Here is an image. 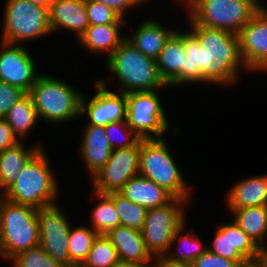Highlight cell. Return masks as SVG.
Wrapping results in <instances>:
<instances>
[{
	"mask_svg": "<svg viewBox=\"0 0 267 267\" xmlns=\"http://www.w3.org/2000/svg\"><path fill=\"white\" fill-rule=\"evenodd\" d=\"M196 0H176L178 4H181V7L185 8L183 10H186L192 3H194ZM184 5V6H183Z\"/></svg>",
	"mask_w": 267,
	"mask_h": 267,
	"instance_id": "cell-43",
	"label": "cell"
},
{
	"mask_svg": "<svg viewBox=\"0 0 267 267\" xmlns=\"http://www.w3.org/2000/svg\"><path fill=\"white\" fill-rule=\"evenodd\" d=\"M104 130L107 135V140L113 150L135 146L141 140V138L127 125L126 121L109 123L104 127Z\"/></svg>",
	"mask_w": 267,
	"mask_h": 267,
	"instance_id": "cell-34",
	"label": "cell"
},
{
	"mask_svg": "<svg viewBox=\"0 0 267 267\" xmlns=\"http://www.w3.org/2000/svg\"><path fill=\"white\" fill-rule=\"evenodd\" d=\"M118 193L147 209L163 206L174 198L164 188L140 175L132 177Z\"/></svg>",
	"mask_w": 267,
	"mask_h": 267,
	"instance_id": "cell-25",
	"label": "cell"
},
{
	"mask_svg": "<svg viewBox=\"0 0 267 267\" xmlns=\"http://www.w3.org/2000/svg\"><path fill=\"white\" fill-rule=\"evenodd\" d=\"M88 225L72 226L68 240V253L74 265H82L86 260L98 234Z\"/></svg>",
	"mask_w": 267,
	"mask_h": 267,
	"instance_id": "cell-30",
	"label": "cell"
},
{
	"mask_svg": "<svg viewBox=\"0 0 267 267\" xmlns=\"http://www.w3.org/2000/svg\"><path fill=\"white\" fill-rule=\"evenodd\" d=\"M5 198V191L3 190V188L0 185V201L3 200Z\"/></svg>",
	"mask_w": 267,
	"mask_h": 267,
	"instance_id": "cell-45",
	"label": "cell"
},
{
	"mask_svg": "<svg viewBox=\"0 0 267 267\" xmlns=\"http://www.w3.org/2000/svg\"><path fill=\"white\" fill-rule=\"evenodd\" d=\"M19 142L18 138L13 134L11 127L4 120H0V152Z\"/></svg>",
	"mask_w": 267,
	"mask_h": 267,
	"instance_id": "cell-39",
	"label": "cell"
},
{
	"mask_svg": "<svg viewBox=\"0 0 267 267\" xmlns=\"http://www.w3.org/2000/svg\"><path fill=\"white\" fill-rule=\"evenodd\" d=\"M78 153L91 179L107 163L113 151L103 126L84 125Z\"/></svg>",
	"mask_w": 267,
	"mask_h": 267,
	"instance_id": "cell-18",
	"label": "cell"
},
{
	"mask_svg": "<svg viewBox=\"0 0 267 267\" xmlns=\"http://www.w3.org/2000/svg\"><path fill=\"white\" fill-rule=\"evenodd\" d=\"M107 79L99 78L94 83L95 93L91 99L84 96L80 101V119L86 120V125L105 127L107 124L126 121V93L110 90Z\"/></svg>",
	"mask_w": 267,
	"mask_h": 267,
	"instance_id": "cell-11",
	"label": "cell"
},
{
	"mask_svg": "<svg viewBox=\"0 0 267 267\" xmlns=\"http://www.w3.org/2000/svg\"><path fill=\"white\" fill-rule=\"evenodd\" d=\"M156 61L160 76L169 88L174 89L183 85L184 31L176 28L166 40Z\"/></svg>",
	"mask_w": 267,
	"mask_h": 267,
	"instance_id": "cell-19",
	"label": "cell"
},
{
	"mask_svg": "<svg viewBox=\"0 0 267 267\" xmlns=\"http://www.w3.org/2000/svg\"><path fill=\"white\" fill-rule=\"evenodd\" d=\"M116 267H159L157 259L152 262H124L119 261Z\"/></svg>",
	"mask_w": 267,
	"mask_h": 267,
	"instance_id": "cell-40",
	"label": "cell"
},
{
	"mask_svg": "<svg viewBox=\"0 0 267 267\" xmlns=\"http://www.w3.org/2000/svg\"><path fill=\"white\" fill-rule=\"evenodd\" d=\"M187 203V200L173 198L163 206L148 209L141 233L146 249L153 258L164 257L175 231L187 222Z\"/></svg>",
	"mask_w": 267,
	"mask_h": 267,
	"instance_id": "cell-9",
	"label": "cell"
},
{
	"mask_svg": "<svg viewBox=\"0 0 267 267\" xmlns=\"http://www.w3.org/2000/svg\"><path fill=\"white\" fill-rule=\"evenodd\" d=\"M261 7L256 0H196L185 10V14L188 24H199L238 35Z\"/></svg>",
	"mask_w": 267,
	"mask_h": 267,
	"instance_id": "cell-7",
	"label": "cell"
},
{
	"mask_svg": "<svg viewBox=\"0 0 267 267\" xmlns=\"http://www.w3.org/2000/svg\"><path fill=\"white\" fill-rule=\"evenodd\" d=\"M0 41L23 42L54 35L49 25L48 9L28 0H5Z\"/></svg>",
	"mask_w": 267,
	"mask_h": 267,
	"instance_id": "cell-8",
	"label": "cell"
},
{
	"mask_svg": "<svg viewBox=\"0 0 267 267\" xmlns=\"http://www.w3.org/2000/svg\"><path fill=\"white\" fill-rule=\"evenodd\" d=\"M28 1L33 3V4H35V5H38V6H41L43 8L49 9L51 3L54 0H28Z\"/></svg>",
	"mask_w": 267,
	"mask_h": 267,
	"instance_id": "cell-42",
	"label": "cell"
},
{
	"mask_svg": "<svg viewBox=\"0 0 267 267\" xmlns=\"http://www.w3.org/2000/svg\"><path fill=\"white\" fill-rule=\"evenodd\" d=\"M45 151L42 148L19 173L16 182L5 191L7 200L37 209L59 203V182Z\"/></svg>",
	"mask_w": 267,
	"mask_h": 267,
	"instance_id": "cell-3",
	"label": "cell"
},
{
	"mask_svg": "<svg viewBox=\"0 0 267 267\" xmlns=\"http://www.w3.org/2000/svg\"><path fill=\"white\" fill-rule=\"evenodd\" d=\"M165 138L140 140L139 175L152 180L174 198L191 202V190Z\"/></svg>",
	"mask_w": 267,
	"mask_h": 267,
	"instance_id": "cell-6",
	"label": "cell"
},
{
	"mask_svg": "<svg viewBox=\"0 0 267 267\" xmlns=\"http://www.w3.org/2000/svg\"><path fill=\"white\" fill-rule=\"evenodd\" d=\"M113 200L116 213L119 216L121 226L142 229L148 209L139 204L131 202L118 192L107 193Z\"/></svg>",
	"mask_w": 267,
	"mask_h": 267,
	"instance_id": "cell-31",
	"label": "cell"
},
{
	"mask_svg": "<svg viewBox=\"0 0 267 267\" xmlns=\"http://www.w3.org/2000/svg\"><path fill=\"white\" fill-rule=\"evenodd\" d=\"M159 267H194L193 263L186 262H171L165 260L163 257L157 259Z\"/></svg>",
	"mask_w": 267,
	"mask_h": 267,
	"instance_id": "cell-41",
	"label": "cell"
},
{
	"mask_svg": "<svg viewBox=\"0 0 267 267\" xmlns=\"http://www.w3.org/2000/svg\"><path fill=\"white\" fill-rule=\"evenodd\" d=\"M136 28V29H135ZM135 29V30H134ZM131 35L126 34V40L144 55L157 60L164 48L166 40L176 30L161 24L159 19H144L136 27Z\"/></svg>",
	"mask_w": 267,
	"mask_h": 267,
	"instance_id": "cell-22",
	"label": "cell"
},
{
	"mask_svg": "<svg viewBox=\"0 0 267 267\" xmlns=\"http://www.w3.org/2000/svg\"><path fill=\"white\" fill-rule=\"evenodd\" d=\"M35 61L24 44L0 41V81L28 93L41 74Z\"/></svg>",
	"mask_w": 267,
	"mask_h": 267,
	"instance_id": "cell-15",
	"label": "cell"
},
{
	"mask_svg": "<svg viewBox=\"0 0 267 267\" xmlns=\"http://www.w3.org/2000/svg\"><path fill=\"white\" fill-rule=\"evenodd\" d=\"M186 224L187 223L184 222L175 231L169 250L163 257L165 260L192 263L208 249V246L204 245L196 232L194 233L192 229L190 231L188 228L185 229L187 227ZM174 245H176L175 248Z\"/></svg>",
	"mask_w": 267,
	"mask_h": 267,
	"instance_id": "cell-27",
	"label": "cell"
},
{
	"mask_svg": "<svg viewBox=\"0 0 267 267\" xmlns=\"http://www.w3.org/2000/svg\"><path fill=\"white\" fill-rule=\"evenodd\" d=\"M103 3L110 7L113 11H115L121 18L125 19L127 12H129L130 9H136L137 6H143L145 2H149V0H91Z\"/></svg>",
	"mask_w": 267,
	"mask_h": 267,
	"instance_id": "cell-38",
	"label": "cell"
},
{
	"mask_svg": "<svg viewBox=\"0 0 267 267\" xmlns=\"http://www.w3.org/2000/svg\"><path fill=\"white\" fill-rule=\"evenodd\" d=\"M238 36L247 71L267 73V9L264 6L242 27Z\"/></svg>",
	"mask_w": 267,
	"mask_h": 267,
	"instance_id": "cell-16",
	"label": "cell"
},
{
	"mask_svg": "<svg viewBox=\"0 0 267 267\" xmlns=\"http://www.w3.org/2000/svg\"><path fill=\"white\" fill-rule=\"evenodd\" d=\"M228 212L231 213L232 220H234L263 251H267V205L228 210Z\"/></svg>",
	"mask_w": 267,
	"mask_h": 267,
	"instance_id": "cell-26",
	"label": "cell"
},
{
	"mask_svg": "<svg viewBox=\"0 0 267 267\" xmlns=\"http://www.w3.org/2000/svg\"><path fill=\"white\" fill-rule=\"evenodd\" d=\"M43 147L38 142L28 147L19 141L0 152V185L4 191L16 182L19 173Z\"/></svg>",
	"mask_w": 267,
	"mask_h": 267,
	"instance_id": "cell-23",
	"label": "cell"
},
{
	"mask_svg": "<svg viewBox=\"0 0 267 267\" xmlns=\"http://www.w3.org/2000/svg\"><path fill=\"white\" fill-rule=\"evenodd\" d=\"M38 210L29 205L0 201V257L9 262L14 256L39 245Z\"/></svg>",
	"mask_w": 267,
	"mask_h": 267,
	"instance_id": "cell-5",
	"label": "cell"
},
{
	"mask_svg": "<svg viewBox=\"0 0 267 267\" xmlns=\"http://www.w3.org/2000/svg\"><path fill=\"white\" fill-rule=\"evenodd\" d=\"M3 119L9 124L19 141H24V138L29 136L28 134L40 121L32 98L28 93L14 104Z\"/></svg>",
	"mask_w": 267,
	"mask_h": 267,
	"instance_id": "cell-28",
	"label": "cell"
},
{
	"mask_svg": "<svg viewBox=\"0 0 267 267\" xmlns=\"http://www.w3.org/2000/svg\"><path fill=\"white\" fill-rule=\"evenodd\" d=\"M66 267H83L82 265H73V266H66Z\"/></svg>",
	"mask_w": 267,
	"mask_h": 267,
	"instance_id": "cell-48",
	"label": "cell"
},
{
	"mask_svg": "<svg viewBox=\"0 0 267 267\" xmlns=\"http://www.w3.org/2000/svg\"><path fill=\"white\" fill-rule=\"evenodd\" d=\"M106 236L116 248L120 261L152 262L156 260L147 251L140 230L118 226L110 230Z\"/></svg>",
	"mask_w": 267,
	"mask_h": 267,
	"instance_id": "cell-24",
	"label": "cell"
},
{
	"mask_svg": "<svg viewBox=\"0 0 267 267\" xmlns=\"http://www.w3.org/2000/svg\"><path fill=\"white\" fill-rule=\"evenodd\" d=\"M117 80V92L130 93L170 89L161 78L157 61L125 40L105 61Z\"/></svg>",
	"mask_w": 267,
	"mask_h": 267,
	"instance_id": "cell-2",
	"label": "cell"
},
{
	"mask_svg": "<svg viewBox=\"0 0 267 267\" xmlns=\"http://www.w3.org/2000/svg\"><path fill=\"white\" fill-rule=\"evenodd\" d=\"M260 267H267V251H264L263 256L258 262Z\"/></svg>",
	"mask_w": 267,
	"mask_h": 267,
	"instance_id": "cell-44",
	"label": "cell"
},
{
	"mask_svg": "<svg viewBox=\"0 0 267 267\" xmlns=\"http://www.w3.org/2000/svg\"><path fill=\"white\" fill-rule=\"evenodd\" d=\"M116 248L105 234H98L83 267H116L119 263Z\"/></svg>",
	"mask_w": 267,
	"mask_h": 267,
	"instance_id": "cell-32",
	"label": "cell"
},
{
	"mask_svg": "<svg viewBox=\"0 0 267 267\" xmlns=\"http://www.w3.org/2000/svg\"><path fill=\"white\" fill-rule=\"evenodd\" d=\"M225 200L226 210L267 205V173L235 182L227 190Z\"/></svg>",
	"mask_w": 267,
	"mask_h": 267,
	"instance_id": "cell-21",
	"label": "cell"
},
{
	"mask_svg": "<svg viewBox=\"0 0 267 267\" xmlns=\"http://www.w3.org/2000/svg\"><path fill=\"white\" fill-rule=\"evenodd\" d=\"M140 141L128 148L114 149L106 165L91 179L92 191L118 192L132 177L139 175Z\"/></svg>",
	"mask_w": 267,
	"mask_h": 267,
	"instance_id": "cell-14",
	"label": "cell"
},
{
	"mask_svg": "<svg viewBox=\"0 0 267 267\" xmlns=\"http://www.w3.org/2000/svg\"><path fill=\"white\" fill-rule=\"evenodd\" d=\"M189 25L184 30L183 85H235L241 71H247L240 54L239 36L199 24Z\"/></svg>",
	"mask_w": 267,
	"mask_h": 267,
	"instance_id": "cell-1",
	"label": "cell"
},
{
	"mask_svg": "<svg viewBox=\"0 0 267 267\" xmlns=\"http://www.w3.org/2000/svg\"><path fill=\"white\" fill-rule=\"evenodd\" d=\"M245 267H260L258 263H250L249 265Z\"/></svg>",
	"mask_w": 267,
	"mask_h": 267,
	"instance_id": "cell-46",
	"label": "cell"
},
{
	"mask_svg": "<svg viewBox=\"0 0 267 267\" xmlns=\"http://www.w3.org/2000/svg\"><path fill=\"white\" fill-rule=\"evenodd\" d=\"M256 1H258L262 6L267 4V1H261V0H256Z\"/></svg>",
	"mask_w": 267,
	"mask_h": 267,
	"instance_id": "cell-47",
	"label": "cell"
},
{
	"mask_svg": "<svg viewBox=\"0 0 267 267\" xmlns=\"http://www.w3.org/2000/svg\"><path fill=\"white\" fill-rule=\"evenodd\" d=\"M126 24L89 25L77 42L89 53L97 56L103 54L107 59L126 40V34L121 31V26Z\"/></svg>",
	"mask_w": 267,
	"mask_h": 267,
	"instance_id": "cell-20",
	"label": "cell"
},
{
	"mask_svg": "<svg viewBox=\"0 0 267 267\" xmlns=\"http://www.w3.org/2000/svg\"><path fill=\"white\" fill-rule=\"evenodd\" d=\"M60 203L38 210L39 245L53 259L73 266L68 253V240L72 224Z\"/></svg>",
	"mask_w": 267,
	"mask_h": 267,
	"instance_id": "cell-12",
	"label": "cell"
},
{
	"mask_svg": "<svg viewBox=\"0 0 267 267\" xmlns=\"http://www.w3.org/2000/svg\"><path fill=\"white\" fill-rule=\"evenodd\" d=\"M9 262L13 267H66L62 262L49 256L40 245L19 253Z\"/></svg>",
	"mask_w": 267,
	"mask_h": 267,
	"instance_id": "cell-33",
	"label": "cell"
},
{
	"mask_svg": "<svg viewBox=\"0 0 267 267\" xmlns=\"http://www.w3.org/2000/svg\"><path fill=\"white\" fill-rule=\"evenodd\" d=\"M208 250L215 255L237 261L242 267L258 263L264 251L242 230L236 222L219 224Z\"/></svg>",
	"mask_w": 267,
	"mask_h": 267,
	"instance_id": "cell-13",
	"label": "cell"
},
{
	"mask_svg": "<svg viewBox=\"0 0 267 267\" xmlns=\"http://www.w3.org/2000/svg\"><path fill=\"white\" fill-rule=\"evenodd\" d=\"M92 199L95 197L96 205L89 216L90 227L97 234H107L115 227L121 226L118 214L116 213L113 200L107 195L92 191Z\"/></svg>",
	"mask_w": 267,
	"mask_h": 267,
	"instance_id": "cell-29",
	"label": "cell"
},
{
	"mask_svg": "<svg viewBox=\"0 0 267 267\" xmlns=\"http://www.w3.org/2000/svg\"><path fill=\"white\" fill-rule=\"evenodd\" d=\"M192 263L194 267H242L237 261L215 255L208 249Z\"/></svg>",
	"mask_w": 267,
	"mask_h": 267,
	"instance_id": "cell-37",
	"label": "cell"
},
{
	"mask_svg": "<svg viewBox=\"0 0 267 267\" xmlns=\"http://www.w3.org/2000/svg\"><path fill=\"white\" fill-rule=\"evenodd\" d=\"M49 25L52 33L64 31L75 33L78 38L90 25L86 0H54L49 9Z\"/></svg>",
	"mask_w": 267,
	"mask_h": 267,
	"instance_id": "cell-17",
	"label": "cell"
},
{
	"mask_svg": "<svg viewBox=\"0 0 267 267\" xmlns=\"http://www.w3.org/2000/svg\"><path fill=\"white\" fill-rule=\"evenodd\" d=\"M25 94L22 89L0 81V117L3 119Z\"/></svg>",
	"mask_w": 267,
	"mask_h": 267,
	"instance_id": "cell-36",
	"label": "cell"
},
{
	"mask_svg": "<svg viewBox=\"0 0 267 267\" xmlns=\"http://www.w3.org/2000/svg\"><path fill=\"white\" fill-rule=\"evenodd\" d=\"M160 90L126 93L127 125L142 139H162L170 129Z\"/></svg>",
	"mask_w": 267,
	"mask_h": 267,
	"instance_id": "cell-10",
	"label": "cell"
},
{
	"mask_svg": "<svg viewBox=\"0 0 267 267\" xmlns=\"http://www.w3.org/2000/svg\"><path fill=\"white\" fill-rule=\"evenodd\" d=\"M40 120L53 126L80 118L82 91L43 72L28 92Z\"/></svg>",
	"mask_w": 267,
	"mask_h": 267,
	"instance_id": "cell-4",
	"label": "cell"
},
{
	"mask_svg": "<svg viewBox=\"0 0 267 267\" xmlns=\"http://www.w3.org/2000/svg\"><path fill=\"white\" fill-rule=\"evenodd\" d=\"M86 11L90 25L127 23L126 19L121 18L110 7L100 2L86 0Z\"/></svg>",
	"mask_w": 267,
	"mask_h": 267,
	"instance_id": "cell-35",
	"label": "cell"
}]
</instances>
